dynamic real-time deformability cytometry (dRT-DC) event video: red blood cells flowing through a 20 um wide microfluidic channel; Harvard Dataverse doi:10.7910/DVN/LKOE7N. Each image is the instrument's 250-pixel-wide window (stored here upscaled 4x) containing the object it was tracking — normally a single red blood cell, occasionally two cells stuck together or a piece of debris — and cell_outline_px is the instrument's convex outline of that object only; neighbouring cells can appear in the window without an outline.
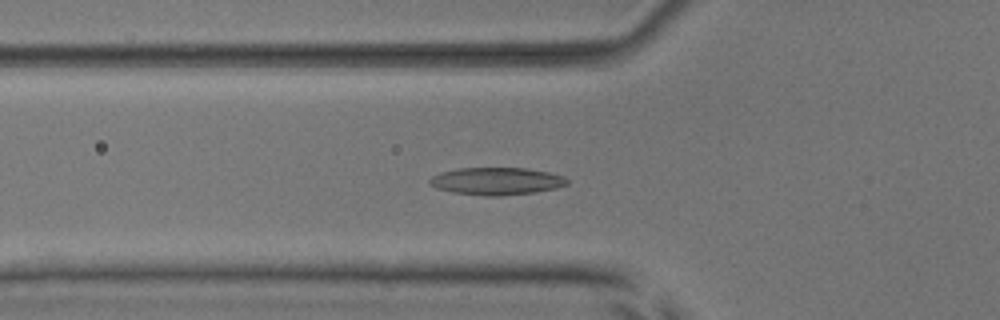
{"species": "common noctule bat (a hibernating species)", "species_latin": "Nyctalus noctula", "temperature_condition": "room temperature", "stored_images_in_passage": 46, "camera_frame_rate_fps": 3000, "um_per_image_px": 0.085, "animal": {"sex": "male", "body_mass_g": 17.9, "forearm_length_mm": 54.2}, "frame": {"image": 1, "passage_image": 11, "time_ms": 3.333, "image_size_px": [1000, 320], "cell_outline_px": [[568, 184], [556, 188], [536, 192], [500, 196], [484, 196], [452, 192], [436, 188], [428, 184], [428, 180], [432, 176], [440, 172], [460, 168], [524, 168], [548, 172], [564, 176], [568, 180]], "centroid_in_image_um": [42.18, 15.4], "position_along_channel_um": 83.6, "area_um2": 22.08}}
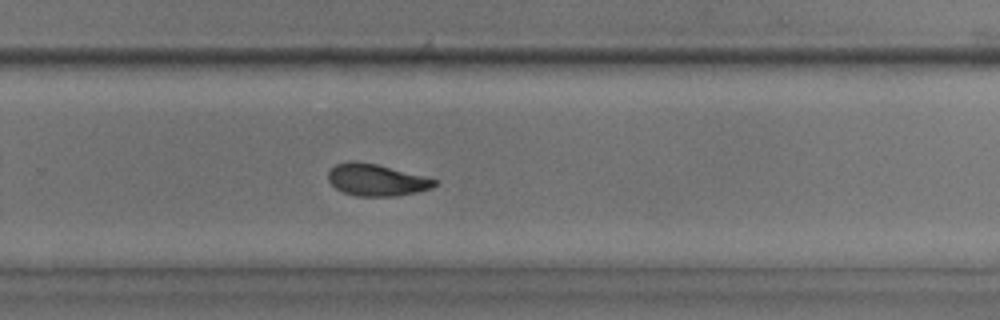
{"frame": {"image": 2, "passage_image": 28, "time_ms": 9.0, "image_size_px": [1000, 320], "cell_outline_px": [[436, 184], [432, 188], [416, 192], [396, 196], [356, 196], [344, 192], [336, 188], [328, 180], [328, 172], [336, 164], [348, 160], [356, 160], [376, 164], [424, 176], [436, 180]], "centroid_in_image_um": [31.96, 15.29], "position_along_channel_um": 297.8, "area_um2": 19.65}}
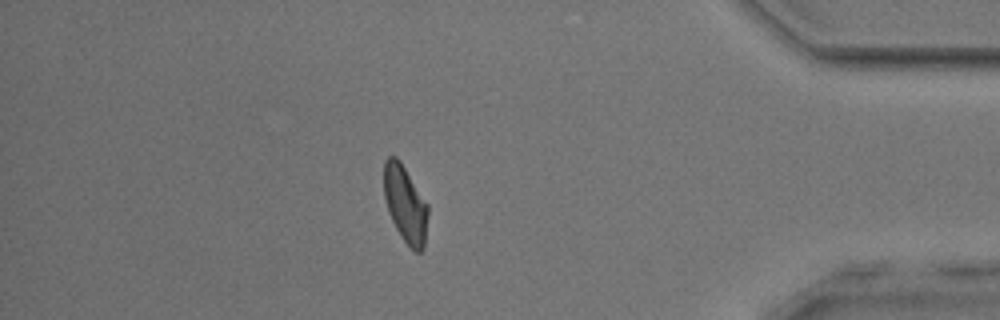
{"frame": {"image": 3, "passage_image": 39, "time_ms": 12.667, "image_size_px": [1000, 320], "cell_outline_px": [[428, 216], [424, 248], [420, 252], [416, 252], [400, 236], [388, 212], [384, 196], [384, 160], [388, 156], [396, 156], [400, 160], [428, 204]], "centroid_in_image_um": [34.45, 17.33], "position_along_channel_um": 400.8, "area_um2": 19.77}, "authors_computed_cell_mechanics": {"area_um2": 20.1722, "velocity_mm_per_s": 3.7791, "shape_relaxation_time_tau1_ms": 4.3983, "shape_relaxation_time_tau2_ms": 2.5727, "deformation_change_tau1": 0.1448, "deformation_change_tau2": 0.0785}}